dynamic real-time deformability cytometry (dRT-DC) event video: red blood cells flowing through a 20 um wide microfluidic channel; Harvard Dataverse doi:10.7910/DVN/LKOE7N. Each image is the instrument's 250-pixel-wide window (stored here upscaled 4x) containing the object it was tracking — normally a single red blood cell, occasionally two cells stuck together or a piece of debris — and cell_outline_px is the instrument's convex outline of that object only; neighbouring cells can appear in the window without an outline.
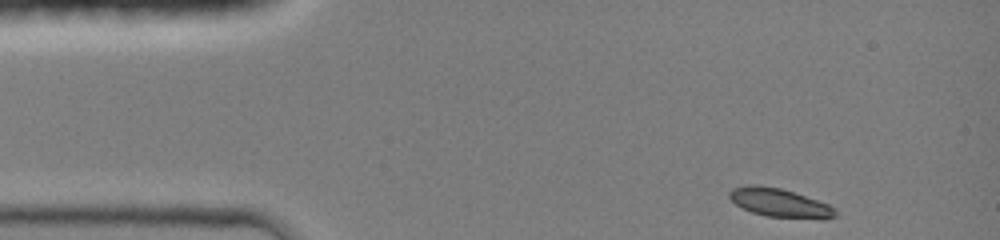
{"species": "common noctule bat (a hibernating species)", "species_latin": "Nyctalus noctula", "temperature_condition": "room temperature", "stored_images_in_passage": 31, "camera_frame_rate_fps": 3000, "um_per_image_px": 0.085, "animal": {"sex": "female", "body_mass_g": 19.0, "forearm_length_mm": 51.5}, "frame": {"image": 1, "passage_image": 1, "time_ms": 0.0, "image_size_px": [1000, 240], "cell_outline_px": [[836, 216], [824, 220], [820, 220], [768, 216], [752, 212], [736, 204], [728, 196], [728, 192], [732, 188], [748, 184], [756, 184], [780, 188], [828, 204], [836, 212]], "centroid_in_image_um": [66.26, 17.24], "position_along_channel_um": 18.7, "area_um2": 17.63}}
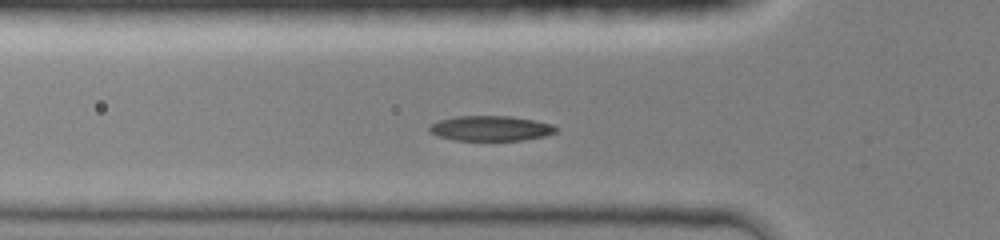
{"frame": {"image": 2, "passage_image": 15, "time_ms": 3.333, "image_size_px": [1000, 240], "cell_outline_px": [[556, 132], [544, 136], [524, 140], [456, 140], [440, 136], [432, 132], [428, 128], [432, 124], [440, 120], [456, 116], [512, 116], [552, 124], [556, 128]], "centroid_in_image_um": [41.73, 10.9], "position_along_channel_um": 84.1, "area_um2": 18.21}}
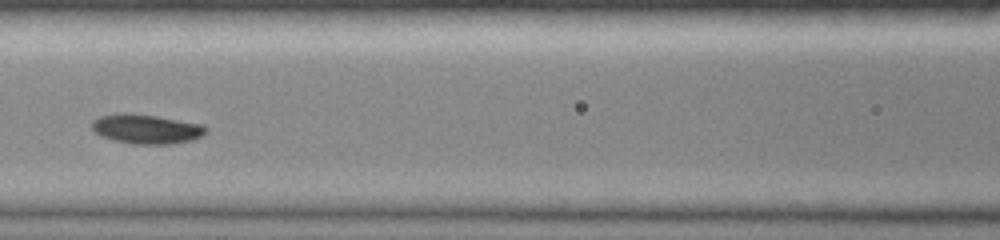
{"frame": {"image": 3, "passage_image": 26, "time_ms": 5.0, "image_size_px": [1000, 240], "cell_outline_px": [[208, 132], [204, 136], [192, 140], [172, 144], [132, 144], [100, 136], [92, 128], [92, 120], [100, 116], [156, 116], [204, 124], [208, 128]], "centroid_in_image_um": [12.57, 11.01], "position_along_channel_um": 154.0, "area_um2": 18.96}}